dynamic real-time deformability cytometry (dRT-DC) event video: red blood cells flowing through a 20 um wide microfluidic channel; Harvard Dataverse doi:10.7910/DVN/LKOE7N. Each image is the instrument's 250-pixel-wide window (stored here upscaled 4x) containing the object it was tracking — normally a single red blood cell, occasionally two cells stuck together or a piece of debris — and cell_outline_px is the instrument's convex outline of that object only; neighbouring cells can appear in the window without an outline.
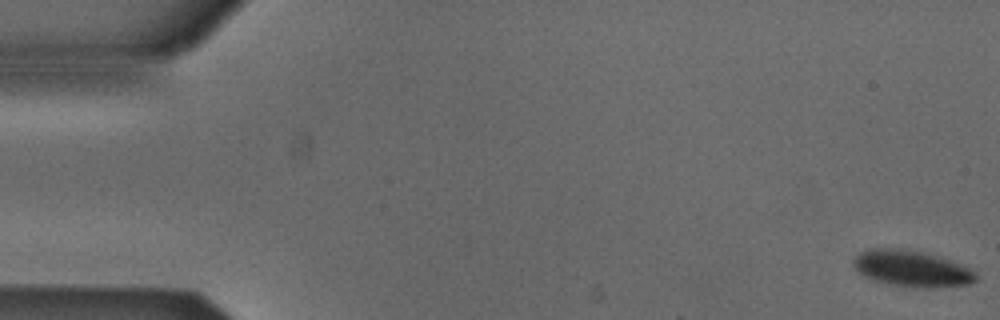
{"species": "Egyptian fruit bat (a non-hibernating species)", "species_latin": "Rousettus aegyptiacus", "temperature_condition": "cold", "stored_images_in_passage": 53, "camera_frame_rate_fps": 3000, "um_per_image_px": 0.085, "animal": {"sex": "male"}, "frame": {"image": 1, "passage_image": 1, "time_ms": 0.0, "image_size_px": [1000, 320], "cell_outline_px": [[976, 280], [972, 284], [932, 288], [924, 288], [892, 284], [872, 280], [856, 272], [852, 264], [852, 260], [860, 252], [872, 248], [900, 248], [920, 252], [948, 260], [960, 264], [976, 272]], "centroid_in_image_um": [77.45, 22.84], "position_along_channel_um": 7.5, "area_um2": 25.72}}
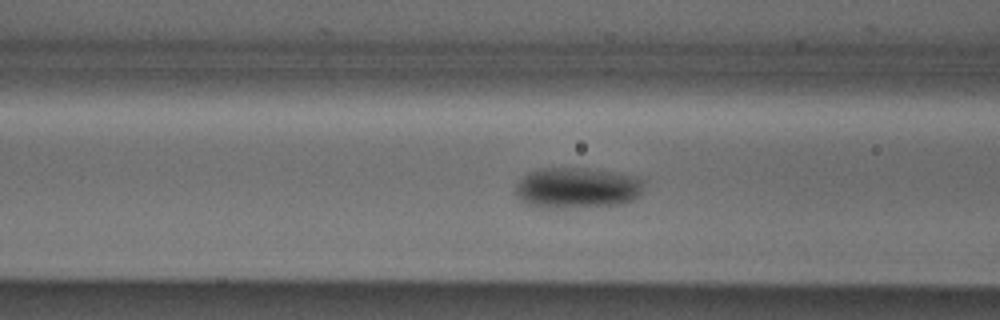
{"frame": {"image": 2, "passage_image": 21, "time_ms": 6.667, "image_size_px": [1000, 320], "cell_outline_px": [[644, 188], [640, 196], [632, 200], [620, 204], [552, 208], [540, 208], [524, 204], [516, 196], [516, 184], [528, 172], [540, 168], [584, 168], [612, 172], [636, 176], [644, 180]], "centroid_in_image_um": [49.04, 15.97], "position_along_channel_um": 117.6, "area_um2": 30.69}}
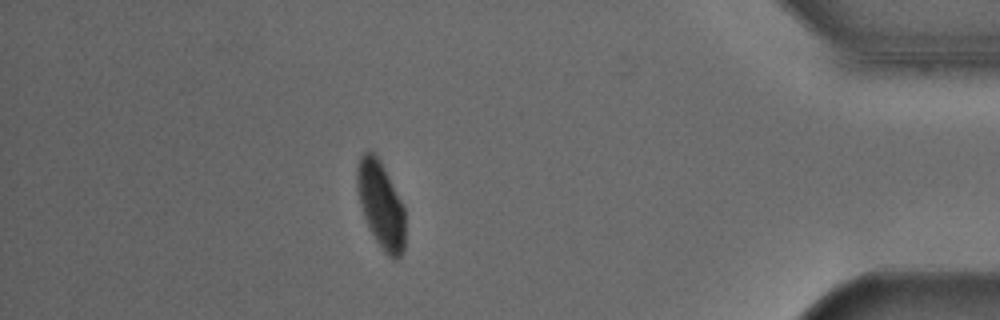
{"frame": {"image": 3, "passage_image": 47, "time_ms": 15.333, "image_size_px": [1000, 320], "cell_outline_px": [[404, 252], [396, 260], [392, 260], [384, 252], [368, 228], [360, 204], [356, 188], [356, 168], [360, 156], [364, 152], [376, 152], [404, 204]], "centroid_in_image_um": [32.37, 17.4], "position_along_channel_um": 402.8, "area_um2": 24.68}, "authors_computed_cell_mechanics": {"area_um2": 27.5706, "velocity_mm_per_s": 3.8361, "shape_relaxation_time_tau1_ms": 5.0527, "shape_relaxation_time_tau2_ms": null, "deformation_change_tau1": 0.0978, "deformation_change_tau2": null}}